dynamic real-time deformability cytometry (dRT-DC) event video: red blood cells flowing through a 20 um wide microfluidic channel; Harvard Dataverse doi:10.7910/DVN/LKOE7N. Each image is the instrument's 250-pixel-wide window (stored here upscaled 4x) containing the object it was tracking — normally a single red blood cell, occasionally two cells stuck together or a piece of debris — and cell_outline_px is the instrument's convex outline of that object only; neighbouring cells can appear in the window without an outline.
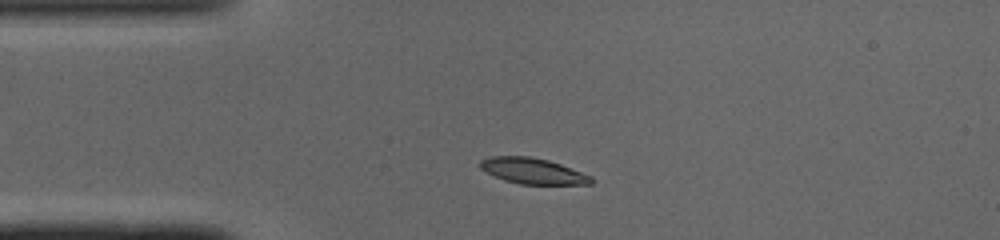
{"species": "common noctule bat (a hibernating species)", "species_latin": "Nyctalus noctula", "temperature_condition": "cold", "stored_images_in_passage": 44, "camera_frame_rate_fps": 3000, "um_per_image_px": 0.085, "animal": {"sex": "male", "body_mass_g": 19.0, "forearm_length_mm": 50.8}, "frame": {"image": 1, "passage_image": 6, "time_ms": 1.667, "image_size_px": [1000, 240], "cell_outline_px": [[592, 184], [520, 184], [504, 180], [480, 168], [480, 160], [488, 156], [528, 156], [548, 160], [560, 164], [592, 176]], "centroid_in_image_um": [45.28, 14.52], "position_along_channel_um": 39.7, "area_um2": 16.53}}
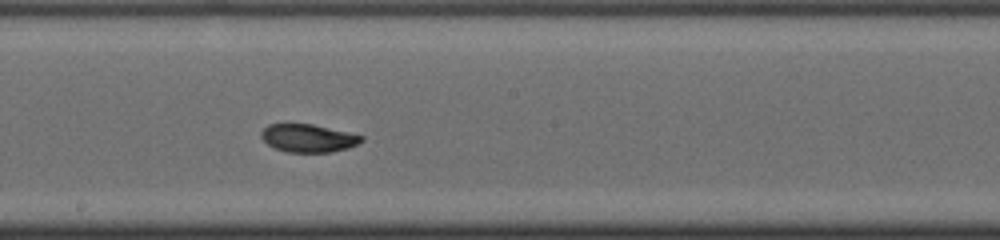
{"frame": {"image": 2, "passage_image": 21, "time_ms": 6.667, "image_size_px": [1000, 240], "cell_outline_px": [[364, 140], [348, 148], [332, 152], [288, 152], [276, 148], [268, 144], [260, 136], [260, 132], [268, 124], [312, 124], [364, 136]], "centroid_in_image_um": [26.19, 11.74], "position_along_channel_um": 222.0, "area_um2": 16.18}}
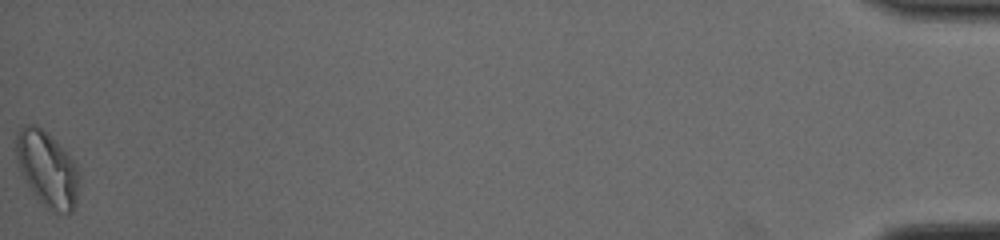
{"frame": {"image": 3, "passage_image": 44, "time_ms": 14.333, "image_size_px": [1000, 240], "cell_outline_px": [[76, 200], [72, 212], [56, 216], [36, 196], [28, 184], [20, 168], [16, 156], [16, 132], [20, 128], [28, 124], [36, 124], [72, 160], [76, 168]], "centroid_in_image_um": [3.97, 14.4], "position_along_channel_um": 431.2, "area_um2": 26.41}, "authors_computed_cell_mechanics": {"area_um2": 17.2533, "velocity_mm_per_s": 4.0776, "shape_relaxation_time_tau1_ms": 6.2061, "shape_relaxation_time_tau2_ms": 1.5263, "deformation_change_tau1": 0.1571, "deformation_change_tau2": 0.0562}}